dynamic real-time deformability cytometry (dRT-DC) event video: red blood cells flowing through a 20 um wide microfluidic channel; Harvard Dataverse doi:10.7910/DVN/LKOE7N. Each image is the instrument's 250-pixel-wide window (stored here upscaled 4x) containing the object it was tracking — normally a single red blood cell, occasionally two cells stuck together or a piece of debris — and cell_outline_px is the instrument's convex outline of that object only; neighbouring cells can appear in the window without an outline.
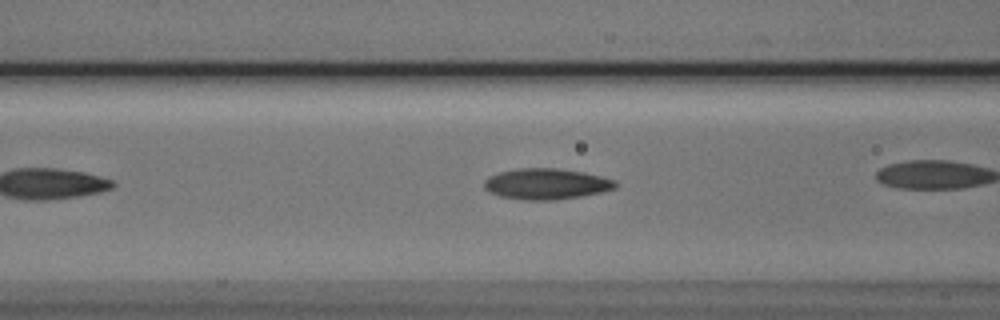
{"species": "Egyptian fruit bat (a non-hibernating species)", "species_latin": "Rousettus aegyptiacus", "temperature_condition": "cold", "stored_images_in_passage": 8, "camera_frame_rate_fps": 3000, "um_per_image_px": 0.085, "animal": {"sex": "male"}, "frame": {"image": 1, "passage_image": 8, "time_ms": 2.333, "image_size_px": [1000, 320], "cell_outline_px": [[616, 188], [600, 192], [580, 196], [556, 200], [524, 200], [500, 196], [488, 192], [484, 188], [484, 180], [488, 176], [500, 172], [520, 168], [556, 168], [584, 172], [616, 180]], "centroid_in_image_um": [46.41, 15.63], "position_along_channel_um": 120.2, "area_um2": 23.64}}